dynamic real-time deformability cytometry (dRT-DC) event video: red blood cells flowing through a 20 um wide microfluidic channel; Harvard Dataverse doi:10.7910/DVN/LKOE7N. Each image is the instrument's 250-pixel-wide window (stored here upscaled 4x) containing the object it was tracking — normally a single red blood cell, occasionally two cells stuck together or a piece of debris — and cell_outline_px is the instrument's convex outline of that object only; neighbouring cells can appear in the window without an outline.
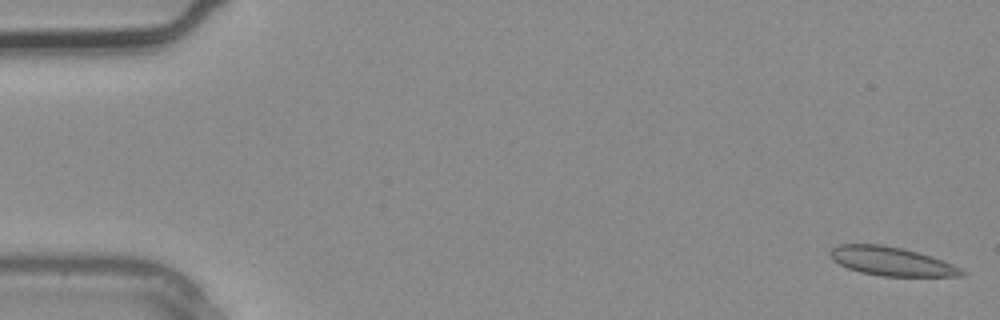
{"species": "common noctule bat (a hibernating species)", "species_latin": "Nyctalus noctula", "temperature_condition": "warm", "stored_images_in_passage": 3, "camera_frame_rate_fps": 3000, "um_per_image_px": 0.085, "animal": {"sex": "male", "body_mass_g": 20.4}, "frame": {"image": 1, "passage_image": 1, "time_ms": 0.0, "image_size_px": [1000, 320], "cell_outline_px": [[968, 272], [964, 276], [880, 276], [860, 272], [848, 268], [832, 260], [828, 252], [832, 248], [840, 244], [880, 244], [904, 248], [944, 260]], "centroid_in_image_um": [75.78, 22.21], "position_along_channel_um": 9.2, "area_um2": 22.2}}
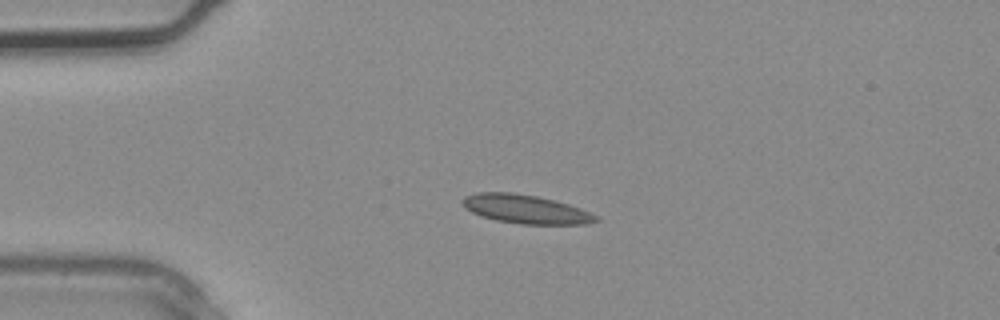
{"frame": {"image": 2, "passage_image": 3, "time_ms": 0.667, "image_size_px": [1000, 320], "cell_outline_px": [[600, 220], [588, 224], [520, 224], [496, 220], [480, 216], [464, 208], [460, 200], [464, 196], [476, 192], [512, 192], [536, 196], [568, 204], [580, 208], [596, 216]], "centroid_in_image_um": [44.62, 17.77], "position_along_channel_um": 40.4, "area_um2": 22.37}}